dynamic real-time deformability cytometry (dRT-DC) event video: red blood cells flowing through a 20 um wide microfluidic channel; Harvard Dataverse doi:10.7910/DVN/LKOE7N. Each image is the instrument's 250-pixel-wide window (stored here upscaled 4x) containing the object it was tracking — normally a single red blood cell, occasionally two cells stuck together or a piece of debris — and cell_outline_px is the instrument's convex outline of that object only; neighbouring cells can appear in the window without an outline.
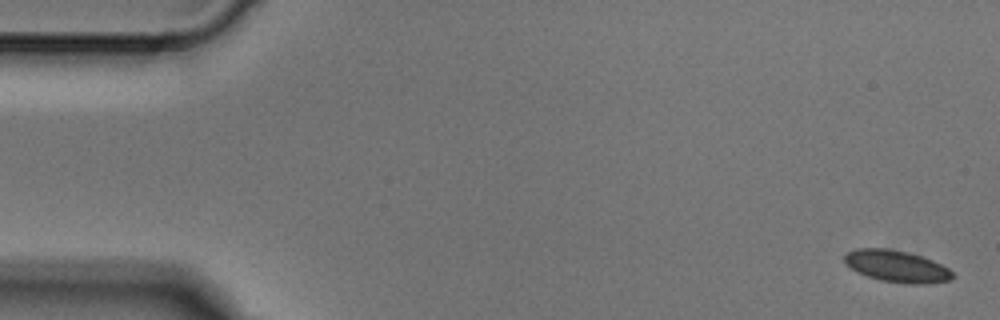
{"species": "Egyptian fruit bat (a non-hibernating species)", "species_latin": "Rousettus aegyptiacus", "temperature_condition": "cold", "stored_images_in_passage": 6, "camera_frame_rate_fps": 3000, "um_per_image_px": 0.085, "animal": {"sex": "male"}, "frame": {"image": 1, "passage_image": 1, "time_ms": 0.0, "image_size_px": [1000, 320], "cell_outline_px": [[952, 280], [928, 284], [904, 284], [880, 280], [856, 272], [844, 260], [844, 256], [848, 252], [856, 248], [888, 248], [908, 252], [932, 260], [948, 268], [952, 272]], "centroid_in_image_um": [76.23, 22.64], "position_along_channel_um": 8.8, "area_um2": 20.0}}
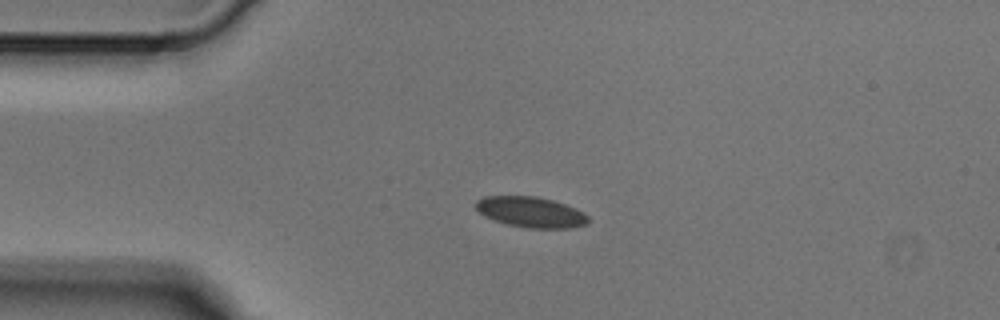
{"frame": {"image": 2, "passage_image": 4, "time_ms": 1.0, "image_size_px": [1000, 320], "cell_outline_px": [[588, 224], [572, 228], [528, 228], [508, 224], [484, 216], [476, 208], [476, 200], [484, 196], [536, 196], [552, 200], [564, 204], [584, 212], [588, 216]], "centroid_in_image_um": [45.14, 18.03], "position_along_channel_um": 39.9, "area_um2": 19.94}}
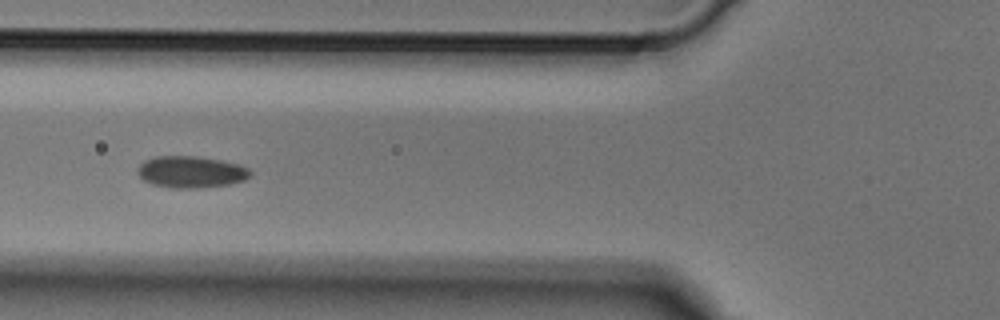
{"frame": {"image": 3, "passage_image": 6, "time_ms": 1.667, "image_size_px": [1000, 320], "cell_outline_px": [[252, 172], [244, 180], [228, 184], [200, 188], [168, 188], [152, 184], [144, 180], [136, 172], [136, 168], [144, 160], [156, 156], [196, 156], [220, 160], [240, 164], [248, 168]], "centroid_in_image_um": [16.2, 14.61], "position_along_channel_um": 109.6, "area_um2": 20.92}}